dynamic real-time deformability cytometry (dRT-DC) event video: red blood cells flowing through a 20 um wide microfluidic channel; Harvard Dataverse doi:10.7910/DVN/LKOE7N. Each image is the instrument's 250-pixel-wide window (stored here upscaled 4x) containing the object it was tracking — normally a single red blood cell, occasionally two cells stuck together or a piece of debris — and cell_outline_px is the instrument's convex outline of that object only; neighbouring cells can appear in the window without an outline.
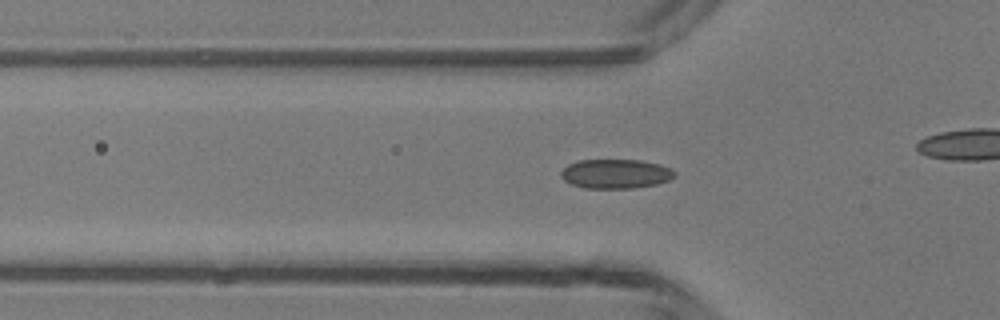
{"species": "common noctule bat (a hibernating species)", "species_latin": "Nyctalus noctula", "temperature_condition": "room temperature", "stored_images_in_passage": 37, "camera_frame_rate_fps": 3000, "um_per_image_px": 0.085, "animal": {"sex": "male", "body_mass_g": 13.3}, "frame": {"image": 1, "passage_image": 15, "time_ms": 4.667, "image_size_px": [1000, 320], "cell_outline_px": [[676, 176], [668, 180], [656, 184], [632, 188], [584, 188], [572, 184], [564, 180], [560, 176], [560, 172], [568, 164], [580, 160], [640, 160], [660, 164], [672, 168], [676, 172]], "centroid_in_image_um": [52.34, 14.77], "position_along_channel_um": 73.5, "area_um2": 19.48}}
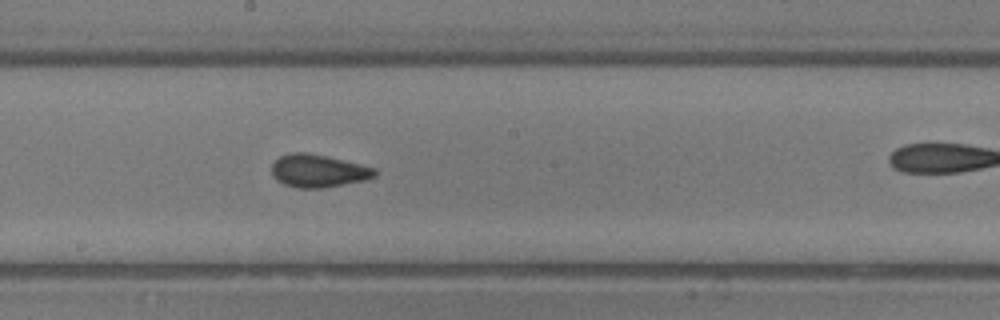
{"frame": {"image": 2, "passage_image": 25, "time_ms": 8.0, "image_size_px": [1000, 320], "cell_outline_px": [[376, 176], [368, 180], [324, 188], [296, 188], [284, 184], [276, 180], [272, 176], [272, 164], [280, 156], [288, 152], [308, 152], [360, 164], [376, 168]], "centroid_in_image_um": [27.05, 14.53], "position_along_channel_um": 221.2, "area_um2": 19.94}}
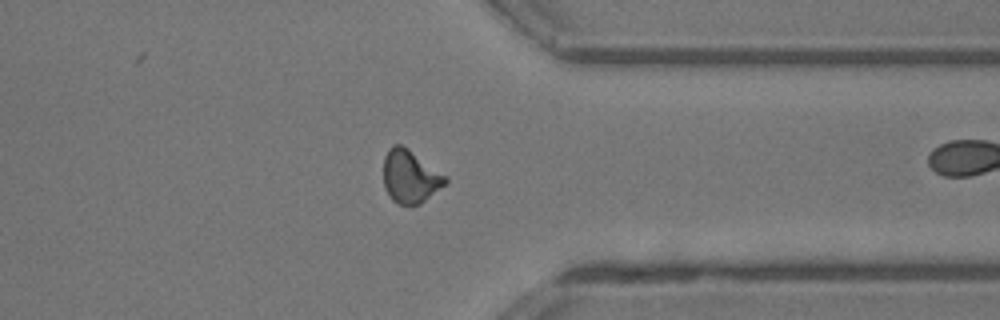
{"frame": {"image": 3, "passage_image": 36, "time_ms": 11.667, "image_size_px": [1000, 320], "cell_outline_px": [[448, 184], [420, 204], [400, 204], [392, 200], [384, 188], [384, 156], [388, 148], [392, 144], [400, 144], [408, 148], [448, 176]], "centroid_in_image_um": [34.89, 14.99], "position_along_channel_um": 376.5, "area_um2": 19.42}}